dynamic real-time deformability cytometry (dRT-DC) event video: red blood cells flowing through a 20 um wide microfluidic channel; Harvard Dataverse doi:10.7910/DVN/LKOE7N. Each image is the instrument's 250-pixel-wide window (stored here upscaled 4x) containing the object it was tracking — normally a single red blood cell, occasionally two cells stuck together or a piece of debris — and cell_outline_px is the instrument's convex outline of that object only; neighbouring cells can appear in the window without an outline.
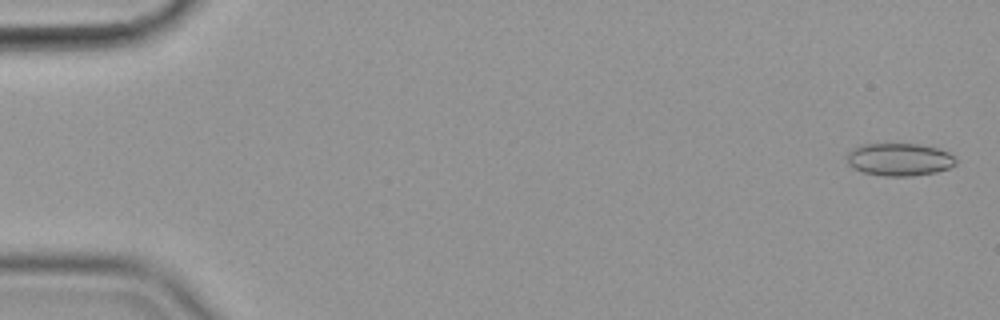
{"species": "common noctule bat (a hibernating species)", "species_latin": "Nyctalus noctula", "temperature_condition": "cold", "stored_images_in_passage": 57, "camera_frame_rate_fps": 3000, "um_per_image_px": 0.085, "animal": {"sex": "female", "body_mass_g": 19.9}, "frame": {"image": 1, "passage_image": 2, "time_ms": 0.333, "image_size_px": [1000, 320], "cell_outline_px": [[956, 164], [948, 168], [936, 172], [912, 176], [884, 176], [864, 172], [848, 164], [848, 152], [852, 148], [860, 144], [920, 144], [936, 148], [948, 152], [956, 160]], "centroid_in_image_um": [76.44, 13.55], "position_along_channel_um": 8.6, "area_um2": 20.58}}
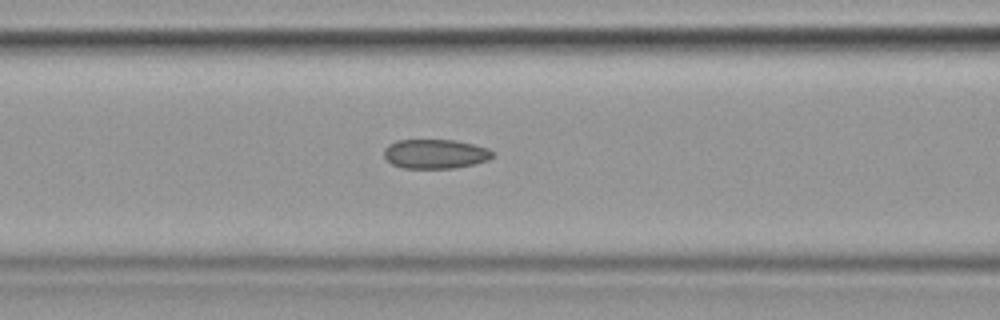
{"frame": {"image": 2, "passage_image": 24, "time_ms": 7.667, "image_size_px": [1000, 320], "cell_outline_px": [[492, 156], [488, 160], [472, 164], [452, 168], [404, 168], [392, 164], [384, 156], [384, 148], [388, 144], [396, 140], [456, 140], [488, 148], [492, 152]], "centroid_in_image_um": [36.96, 13.07], "position_along_channel_um": 129.6, "area_um2": 18.44}}
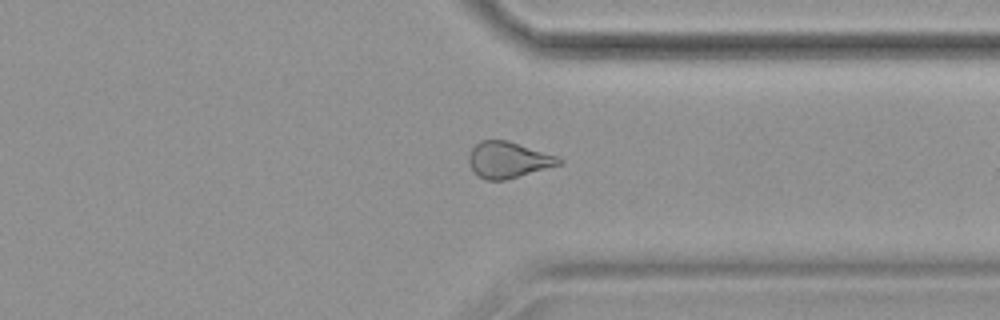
{"frame": {"image": 3, "passage_image": 44, "time_ms": 14.333, "image_size_px": [1000, 320], "cell_outline_px": [[564, 164], [504, 180], [488, 180], [480, 176], [468, 164], [468, 156], [472, 148], [480, 140], [508, 140], [556, 156], [564, 160]], "centroid_in_image_um": [43.22, 13.58], "position_along_channel_um": 368.2, "area_um2": 18.9}, "authors_computed_cell_mechanics": {"area_um2": 19.5364, "velocity_mm_per_s": 3.5853, "shape_relaxation_time_tau1_ms": null, "shape_relaxation_time_tau2_ms": 2.8447, "deformation_change_tau1": null, "deformation_change_tau2": 0.0762}}